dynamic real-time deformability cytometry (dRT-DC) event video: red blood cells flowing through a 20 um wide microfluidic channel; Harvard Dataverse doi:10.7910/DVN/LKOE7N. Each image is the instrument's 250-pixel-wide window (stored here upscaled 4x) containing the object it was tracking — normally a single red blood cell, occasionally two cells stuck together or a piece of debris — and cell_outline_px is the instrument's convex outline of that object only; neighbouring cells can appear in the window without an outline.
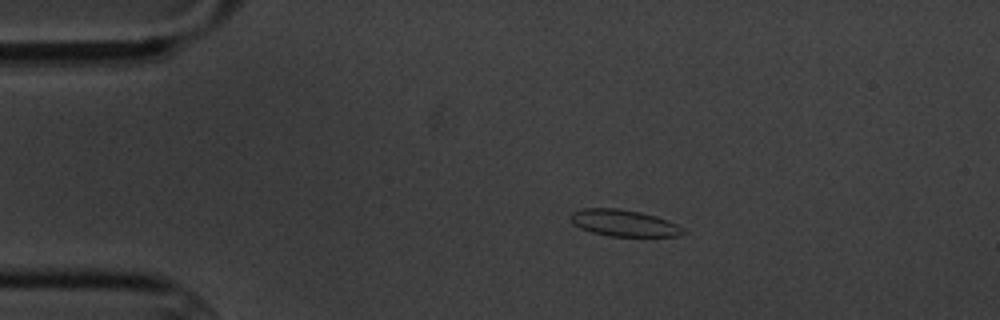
{"species": "common noctule bat (a hibernating species)", "species_latin": "Nyctalus noctula", "temperature_condition": "cold", "stored_images_in_passage": 5, "camera_frame_rate_fps": 3000, "um_per_image_px": 0.085, "animal": {"sex": "male", "body_mass_g": 20.1, "forearm_length_mm": 53.5}, "frame": {"image": 1, "passage_image": 3, "time_ms": 2.333, "image_size_px": [1000, 320], "cell_outline_px": [[688, 232], [676, 236], [608, 236], [592, 232], [580, 228], [572, 220], [572, 212], [584, 208], [620, 208], [640, 212], [656, 216], [668, 220], [684, 228]], "centroid_in_image_um": [53.08, 18.96], "position_along_channel_um": 31.9, "area_um2": 17.34}}